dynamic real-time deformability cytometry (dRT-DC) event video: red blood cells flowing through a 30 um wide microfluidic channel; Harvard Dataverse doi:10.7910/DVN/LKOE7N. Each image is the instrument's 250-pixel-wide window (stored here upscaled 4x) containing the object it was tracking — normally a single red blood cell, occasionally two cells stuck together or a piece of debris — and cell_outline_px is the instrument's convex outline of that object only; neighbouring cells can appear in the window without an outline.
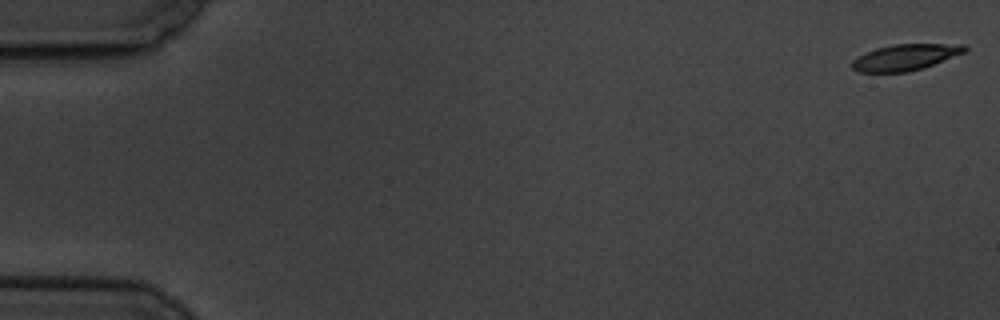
{"species": "common noctule bat (a hibernating species)", "species_latin": "Nyctalus noctula", "temperature_condition": "cold", "stored_images_in_passage": 5, "camera_frame_rate_fps": 3000, "um_per_image_px": 0.085, "animal": {"sex": "male", "body_mass_g": 19.5, "forearm_length_mm": 54.6}, "frame": {"image": 1, "passage_image": 1, "time_ms": 0.0, "image_size_px": [1000, 320], "cell_outline_px": [[968, 48], [964, 52], [924, 68], [908, 72], [860, 72], [852, 68], [852, 60], [876, 48], [892, 44], [968, 44]], "centroid_in_image_um": [76.98, 4.86], "position_along_channel_um": 8.0, "area_um2": 17.05}}
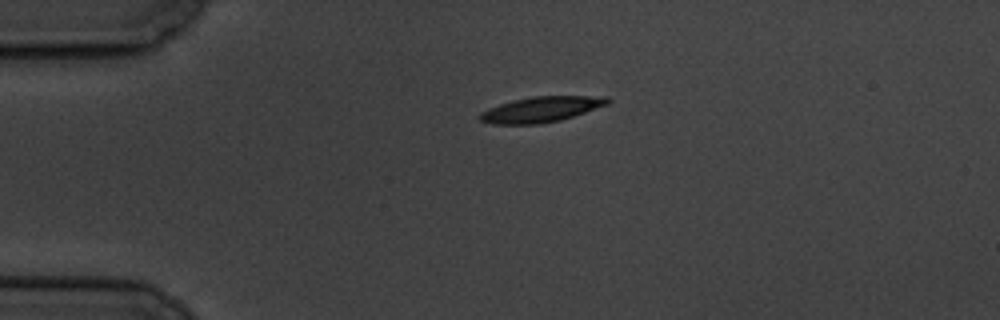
{"frame": {"image": 2, "passage_image": 4, "time_ms": 4.333, "image_size_px": [1000, 320], "cell_outline_px": [[612, 100], [608, 104], [560, 120], [540, 124], [492, 124], [480, 120], [476, 116], [480, 112], [488, 108], [512, 100], [532, 96], [608, 96]], "centroid_in_image_um": [45.97, 9.29], "position_along_channel_um": 39.0, "area_um2": 19.02}}